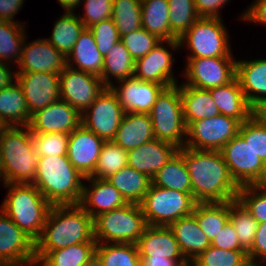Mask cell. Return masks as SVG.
<instances>
[{
	"mask_svg": "<svg viewBox=\"0 0 266 266\" xmlns=\"http://www.w3.org/2000/svg\"><path fill=\"white\" fill-rule=\"evenodd\" d=\"M178 149L169 142L153 139L127 152L128 165L152 179Z\"/></svg>",
	"mask_w": 266,
	"mask_h": 266,
	"instance_id": "23",
	"label": "cell"
},
{
	"mask_svg": "<svg viewBox=\"0 0 266 266\" xmlns=\"http://www.w3.org/2000/svg\"><path fill=\"white\" fill-rule=\"evenodd\" d=\"M178 266H196L193 261H186L185 263L179 264Z\"/></svg>",
	"mask_w": 266,
	"mask_h": 266,
	"instance_id": "63",
	"label": "cell"
},
{
	"mask_svg": "<svg viewBox=\"0 0 266 266\" xmlns=\"http://www.w3.org/2000/svg\"><path fill=\"white\" fill-rule=\"evenodd\" d=\"M84 176L67 155L39 157L32 182L51 205H78L83 192Z\"/></svg>",
	"mask_w": 266,
	"mask_h": 266,
	"instance_id": "3",
	"label": "cell"
},
{
	"mask_svg": "<svg viewBox=\"0 0 266 266\" xmlns=\"http://www.w3.org/2000/svg\"><path fill=\"white\" fill-rule=\"evenodd\" d=\"M107 180L120 192L127 203L140 204L148 192L152 179L129 165L111 175Z\"/></svg>",
	"mask_w": 266,
	"mask_h": 266,
	"instance_id": "32",
	"label": "cell"
},
{
	"mask_svg": "<svg viewBox=\"0 0 266 266\" xmlns=\"http://www.w3.org/2000/svg\"><path fill=\"white\" fill-rule=\"evenodd\" d=\"M83 266H103V263L95 253Z\"/></svg>",
	"mask_w": 266,
	"mask_h": 266,
	"instance_id": "61",
	"label": "cell"
},
{
	"mask_svg": "<svg viewBox=\"0 0 266 266\" xmlns=\"http://www.w3.org/2000/svg\"><path fill=\"white\" fill-rule=\"evenodd\" d=\"M81 124V114L64 100H57L31 115V133H68Z\"/></svg>",
	"mask_w": 266,
	"mask_h": 266,
	"instance_id": "18",
	"label": "cell"
},
{
	"mask_svg": "<svg viewBox=\"0 0 266 266\" xmlns=\"http://www.w3.org/2000/svg\"><path fill=\"white\" fill-rule=\"evenodd\" d=\"M94 239V219L78 205H52L35 241L36 263L49 251Z\"/></svg>",
	"mask_w": 266,
	"mask_h": 266,
	"instance_id": "2",
	"label": "cell"
},
{
	"mask_svg": "<svg viewBox=\"0 0 266 266\" xmlns=\"http://www.w3.org/2000/svg\"><path fill=\"white\" fill-rule=\"evenodd\" d=\"M253 115L266 125V99L253 108Z\"/></svg>",
	"mask_w": 266,
	"mask_h": 266,
	"instance_id": "59",
	"label": "cell"
},
{
	"mask_svg": "<svg viewBox=\"0 0 266 266\" xmlns=\"http://www.w3.org/2000/svg\"><path fill=\"white\" fill-rule=\"evenodd\" d=\"M24 42L21 59L15 73L48 72L60 74L67 66L66 57L45 39Z\"/></svg>",
	"mask_w": 266,
	"mask_h": 266,
	"instance_id": "21",
	"label": "cell"
},
{
	"mask_svg": "<svg viewBox=\"0 0 266 266\" xmlns=\"http://www.w3.org/2000/svg\"><path fill=\"white\" fill-rule=\"evenodd\" d=\"M187 260H173L166 257L163 258H141V266H178Z\"/></svg>",
	"mask_w": 266,
	"mask_h": 266,
	"instance_id": "57",
	"label": "cell"
},
{
	"mask_svg": "<svg viewBox=\"0 0 266 266\" xmlns=\"http://www.w3.org/2000/svg\"><path fill=\"white\" fill-rule=\"evenodd\" d=\"M91 184L83 185L80 206L93 218L128 204L120 192L107 180L87 177Z\"/></svg>",
	"mask_w": 266,
	"mask_h": 266,
	"instance_id": "22",
	"label": "cell"
},
{
	"mask_svg": "<svg viewBox=\"0 0 266 266\" xmlns=\"http://www.w3.org/2000/svg\"><path fill=\"white\" fill-rule=\"evenodd\" d=\"M66 61L67 66L73 69L89 72L97 76L102 75L104 57L98 50L95 38L89 28H84L80 33L71 52L66 57ZM74 63L76 68L73 66L75 65Z\"/></svg>",
	"mask_w": 266,
	"mask_h": 266,
	"instance_id": "29",
	"label": "cell"
},
{
	"mask_svg": "<svg viewBox=\"0 0 266 266\" xmlns=\"http://www.w3.org/2000/svg\"><path fill=\"white\" fill-rule=\"evenodd\" d=\"M84 3L85 14L79 19L85 28L111 18L113 0H85Z\"/></svg>",
	"mask_w": 266,
	"mask_h": 266,
	"instance_id": "51",
	"label": "cell"
},
{
	"mask_svg": "<svg viewBox=\"0 0 266 266\" xmlns=\"http://www.w3.org/2000/svg\"><path fill=\"white\" fill-rule=\"evenodd\" d=\"M192 215L211 242L230 220V201L196 203Z\"/></svg>",
	"mask_w": 266,
	"mask_h": 266,
	"instance_id": "36",
	"label": "cell"
},
{
	"mask_svg": "<svg viewBox=\"0 0 266 266\" xmlns=\"http://www.w3.org/2000/svg\"><path fill=\"white\" fill-rule=\"evenodd\" d=\"M60 99L82 114L104 90L105 86L95 74L66 66L60 73Z\"/></svg>",
	"mask_w": 266,
	"mask_h": 266,
	"instance_id": "14",
	"label": "cell"
},
{
	"mask_svg": "<svg viewBox=\"0 0 266 266\" xmlns=\"http://www.w3.org/2000/svg\"><path fill=\"white\" fill-rule=\"evenodd\" d=\"M24 28L20 22L0 20V62L13 58L16 65L19 63L27 39Z\"/></svg>",
	"mask_w": 266,
	"mask_h": 266,
	"instance_id": "40",
	"label": "cell"
},
{
	"mask_svg": "<svg viewBox=\"0 0 266 266\" xmlns=\"http://www.w3.org/2000/svg\"><path fill=\"white\" fill-rule=\"evenodd\" d=\"M32 140L39 157L67 155L68 133H32Z\"/></svg>",
	"mask_w": 266,
	"mask_h": 266,
	"instance_id": "46",
	"label": "cell"
},
{
	"mask_svg": "<svg viewBox=\"0 0 266 266\" xmlns=\"http://www.w3.org/2000/svg\"><path fill=\"white\" fill-rule=\"evenodd\" d=\"M121 41L130 52L132 59L137 61L148 54L162 40L141 27L138 30L123 35Z\"/></svg>",
	"mask_w": 266,
	"mask_h": 266,
	"instance_id": "48",
	"label": "cell"
},
{
	"mask_svg": "<svg viewBox=\"0 0 266 266\" xmlns=\"http://www.w3.org/2000/svg\"><path fill=\"white\" fill-rule=\"evenodd\" d=\"M148 224L140 204L103 213L94 219L96 243H137Z\"/></svg>",
	"mask_w": 266,
	"mask_h": 266,
	"instance_id": "6",
	"label": "cell"
},
{
	"mask_svg": "<svg viewBox=\"0 0 266 266\" xmlns=\"http://www.w3.org/2000/svg\"><path fill=\"white\" fill-rule=\"evenodd\" d=\"M141 25L160 40H178L170 29L167 0H141Z\"/></svg>",
	"mask_w": 266,
	"mask_h": 266,
	"instance_id": "33",
	"label": "cell"
},
{
	"mask_svg": "<svg viewBox=\"0 0 266 266\" xmlns=\"http://www.w3.org/2000/svg\"><path fill=\"white\" fill-rule=\"evenodd\" d=\"M134 67L135 61L123 42L119 40L108 51L107 55L104 56L103 70L100 78L105 87H112L111 77L114 76L118 82L133 77Z\"/></svg>",
	"mask_w": 266,
	"mask_h": 266,
	"instance_id": "34",
	"label": "cell"
},
{
	"mask_svg": "<svg viewBox=\"0 0 266 266\" xmlns=\"http://www.w3.org/2000/svg\"><path fill=\"white\" fill-rule=\"evenodd\" d=\"M95 253L103 266H141L135 243H96Z\"/></svg>",
	"mask_w": 266,
	"mask_h": 266,
	"instance_id": "39",
	"label": "cell"
},
{
	"mask_svg": "<svg viewBox=\"0 0 266 266\" xmlns=\"http://www.w3.org/2000/svg\"><path fill=\"white\" fill-rule=\"evenodd\" d=\"M153 139L155 136L149 114L125 113L113 141L129 151Z\"/></svg>",
	"mask_w": 266,
	"mask_h": 266,
	"instance_id": "28",
	"label": "cell"
},
{
	"mask_svg": "<svg viewBox=\"0 0 266 266\" xmlns=\"http://www.w3.org/2000/svg\"><path fill=\"white\" fill-rule=\"evenodd\" d=\"M171 32L179 39L199 18L194 0H167Z\"/></svg>",
	"mask_w": 266,
	"mask_h": 266,
	"instance_id": "44",
	"label": "cell"
},
{
	"mask_svg": "<svg viewBox=\"0 0 266 266\" xmlns=\"http://www.w3.org/2000/svg\"><path fill=\"white\" fill-rule=\"evenodd\" d=\"M0 62V89L11 85L16 80V73L12 74L9 64Z\"/></svg>",
	"mask_w": 266,
	"mask_h": 266,
	"instance_id": "58",
	"label": "cell"
},
{
	"mask_svg": "<svg viewBox=\"0 0 266 266\" xmlns=\"http://www.w3.org/2000/svg\"><path fill=\"white\" fill-rule=\"evenodd\" d=\"M0 262L36 266L35 241L0 209Z\"/></svg>",
	"mask_w": 266,
	"mask_h": 266,
	"instance_id": "15",
	"label": "cell"
},
{
	"mask_svg": "<svg viewBox=\"0 0 266 266\" xmlns=\"http://www.w3.org/2000/svg\"><path fill=\"white\" fill-rule=\"evenodd\" d=\"M96 242H83L47 252L37 266H83L95 254ZM40 264V265H39Z\"/></svg>",
	"mask_w": 266,
	"mask_h": 266,
	"instance_id": "38",
	"label": "cell"
},
{
	"mask_svg": "<svg viewBox=\"0 0 266 266\" xmlns=\"http://www.w3.org/2000/svg\"><path fill=\"white\" fill-rule=\"evenodd\" d=\"M237 199L256 221L266 222V193L257 185L240 187Z\"/></svg>",
	"mask_w": 266,
	"mask_h": 266,
	"instance_id": "49",
	"label": "cell"
},
{
	"mask_svg": "<svg viewBox=\"0 0 266 266\" xmlns=\"http://www.w3.org/2000/svg\"><path fill=\"white\" fill-rule=\"evenodd\" d=\"M228 40L221 18L199 17L178 42L190 49L188 58H208L232 56Z\"/></svg>",
	"mask_w": 266,
	"mask_h": 266,
	"instance_id": "9",
	"label": "cell"
},
{
	"mask_svg": "<svg viewBox=\"0 0 266 266\" xmlns=\"http://www.w3.org/2000/svg\"><path fill=\"white\" fill-rule=\"evenodd\" d=\"M236 78L252 108L266 99V59L236 61Z\"/></svg>",
	"mask_w": 266,
	"mask_h": 266,
	"instance_id": "25",
	"label": "cell"
},
{
	"mask_svg": "<svg viewBox=\"0 0 266 266\" xmlns=\"http://www.w3.org/2000/svg\"><path fill=\"white\" fill-rule=\"evenodd\" d=\"M30 119L31 115L20 84L15 81L0 89V124L28 126Z\"/></svg>",
	"mask_w": 266,
	"mask_h": 266,
	"instance_id": "31",
	"label": "cell"
},
{
	"mask_svg": "<svg viewBox=\"0 0 266 266\" xmlns=\"http://www.w3.org/2000/svg\"><path fill=\"white\" fill-rule=\"evenodd\" d=\"M229 0H194L199 17L220 18L219 10Z\"/></svg>",
	"mask_w": 266,
	"mask_h": 266,
	"instance_id": "54",
	"label": "cell"
},
{
	"mask_svg": "<svg viewBox=\"0 0 266 266\" xmlns=\"http://www.w3.org/2000/svg\"><path fill=\"white\" fill-rule=\"evenodd\" d=\"M208 90L221 115L235 118L240 123L253 115V108L247 102L236 77L225 85Z\"/></svg>",
	"mask_w": 266,
	"mask_h": 266,
	"instance_id": "26",
	"label": "cell"
},
{
	"mask_svg": "<svg viewBox=\"0 0 266 266\" xmlns=\"http://www.w3.org/2000/svg\"><path fill=\"white\" fill-rule=\"evenodd\" d=\"M238 134L249 143L251 148L266 164V125L254 115L240 124Z\"/></svg>",
	"mask_w": 266,
	"mask_h": 266,
	"instance_id": "47",
	"label": "cell"
},
{
	"mask_svg": "<svg viewBox=\"0 0 266 266\" xmlns=\"http://www.w3.org/2000/svg\"><path fill=\"white\" fill-rule=\"evenodd\" d=\"M124 114L115 92L111 87H105L81 114V124L104 141H113Z\"/></svg>",
	"mask_w": 266,
	"mask_h": 266,
	"instance_id": "11",
	"label": "cell"
},
{
	"mask_svg": "<svg viewBox=\"0 0 266 266\" xmlns=\"http://www.w3.org/2000/svg\"><path fill=\"white\" fill-rule=\"evenodd\" d=\"M257 186L266 193V171L264 172V175Z\"/></svg>",
	"mask_w": 266,
	"mask_h": 266,
	"instance_id": "62",
	"label": "cell"
},
{
	"mask_svg": "<svg viewBox=\"0 0 266 266\" xmlns=\"http://www.w3.org/2000/svg\"><path fill=\"white\" fill-rule=\"evenodd\" d=\"M136 244L140 258L186 260L169 226L148 225Z\"/></svg>",
	"mask_w": 266,
	"mask_h": 266,
	"instance_id": "24",
	"label": "cell"
},
{
	"mask_svg": "<svg viewBox=\"0 0 266 266\" xmlns=\"http://www.w3.org/2000/svg\"><path fill=\"white\" fill-rule=\"evenodd\" d=\"M119 86H112L125 113L149 114L157 96L166 88L164 85L146 82L136 77L119 81Z\"/></svg>",
	"mask_w": 266,
	"mask_h": 266,
	"instance_id": "20",
	"label": "cell"
},
{
	"mask_svg": "<svg viewBox=\"0 0 266 266\" xmlns=\"http://www.w3.org/2000/svg\"><path fill=\"white\" fill-rule=\"evenodd\" d=\"M59 1V4L61 5V7H63L66 12H73V9L81 4L80 1H83V0H58Z\"/></svg>",
	"mask_w": 266,
	"mask_h": 266,
	"instance_id": "60",
	"label": "cell"
},
{
	"mask_svg": "<svg viewBox=\"0 0 266 266\" xmlns=\"http://www.w3.org/2000/svg\"><path fill=\"white\" fill-rule=\"evenodd\" d=\"M89 29L91 30L98 50L103 57L107 55L108 51H110L119 40H121L118 29L112 18L101 21L89 27Z\"/></svg>",
	"mask_w": 266,
	"mask_h": 266,
	"instance_id": "50",
	"label": "cell"
},
{
	"mask_svg": "<svg viewBox=\"0 0 266 266\" xmlns=\"http://www.w3.org/2000/svg\"><path fill=\"white\" fill-rule=\"evenodd\" d=\"M60 74L48 72L16 73L29 113L45 108L60 99Z\"/></svg>",
	"mask_w": 266,
	"mask_h": 266,
	"instance_id": "17",
	"label": "cell"
},
{
	"mask_svg": "<svg viewBox=\"0 0 266 266\" xmlns=\"http://www.w3.org/2000/svg\"><path fill=\"white\" fill-rule=\"evenodd\" d=\"M240 122L218 115L192 122L187 127L185 147L196 150L220 151L239 132Z\"/></svg>",
	"mask_w": 266,
	"mask_h": 266,
	"instance_id": "12",
	"label": "cell"
},
{
	"mask_svg": "<svg viewBox=\"0 0 266 266\" xmlns=\"http://www.w3.org/2000/svg\"><path fill=\"white\" fill-rule=\"evenodd\" d=\"M239 238L241 247L248 252L253 245L260 226L245 206L238 200L230 201V220Z\"/></svg>",
	"mask_w": 266,
	"mask_h": 266,
	"instance_id": "41",
	"label": "cell"
},
{
	"mask_svg": "<svg viewBox=\"0 0 266 266\" xmlns=\"http://www.w3.org/2000/svg\"><path fill=\"white\" fill-rule=\"evenodd\" d=\"M180 95L186 127L192 122L220 115L209 90L182 84Z\"/></svg>",
	"mask_w": 266,
	"mask_h": 266,
	"instance_id": "30",
	"label": "cell"
},
{
	"mask_svg": "<svg viewBox=\"0 0 266 266\" xmlns=\"http://www.w3.org/2000/svg\"><path fill=\"white\" fill-rule=\"evenodd\" d=\"M84 28V24L74 12H65L54 23L51 38L46 40L67 57Z\"/></svg>",
	"mask_w": 266,
	"mask_h": 266,
	"instance_id": "37",
	"label": "cell"
},
{
	"mask_svg": "<svg viewBox=\"0 0 266 266\" xmlns=\"http://www.w3.org/2000/svg\"><path fill=\"white\" fill-rule=\"evenodd\" d=\"M24 0H0V20L12 21Z\"/></svg>",
	"mask_w": 266,
	"mask_h": 266,
	"instance_id": "56",
	"label": "cell"
},
{
	"mask_svg": "<svg viewBox=\"0 0 266 266\" xmlns=\"http://www.w3.org/2000/svg\"><path fill=\"white\" fill-rule=\"evenodd\" d=\"M183 73L184 85L199 89H211L225 85L236 77V60L233 56L188 58Z\"/></svg>",
	"mask_w": 266,
	"mask_h": 266,
	"instance_id": "13",
	"label": "cell"
},
{
	"mask_svg": "<svg viewBox=\"0 0 266 266\" xmlns=\"http://www.w3.org/2000/svg\"><path fill=\"white\" fill-rule=\"evenodd\" d=\"M169 228L187 261H193L211 245L192 214L171 223Z\"/></svg>",
	"mask_w": 266,
	"mask_h": 266,
	"instance_id": "27",
	"label": "cell"
},
{
	"mask_svg": "<svg viewBox=\"0 0 266 266\" xmlns=\"http://www.w3.org/2000/svg\"><path fill=\"white\" fill-rule=\"evenodd\" d=\"M39 160L28 126L0 129V171L4 184L32 183Z\"/></svg>",
	"mask_w": 266,
	"mask_h": 266,
	"instance_id": "4",
	"label": "cell"
},
{
	"mask_svg": "<svg viewBox=\"0 0 266 266\" xmlns=\"http://www.w3.org/2000/svg\"><path fill=\"white\" fill-rule=\"evenodd\" d=\"M128 151L114 141H105L92 178L107 179L128 165Z\"/></svg>",
	"mask_w": 266,
	"mask_h": 266,
	"instance_id": "43",
	"label": "cell"
},
{
	"mask_svg": "<svg viewBox=\"0 0 266 266\" xmlns=\"http://www.w3.org/2000/svg\"><path fill=\"white\" fill-rule=\"evenodd\" d=\"M0 266H12V265L5 264V263H1V262H0Z\"/></svg>",
	"mask_w": 266,
	"mask_h": 266,
	"instance_id": "64",
	"label": "cell"
},
{
	"mask_svg": "<svg viewBox=\"0 0 266 266\" xmlns=\"http://www.w3.org/2000/svg\"><path fill=\"white\" fill-rule=\"evenodd\" d=\"M247 256L251 265L266 263V222L260 223L252 248L247 252ZM258 258H261L259 259L260 262Z\"/></svg>",
	"mask_w": 266,
	"mask_h": 266,
	"instance_id": "53",
	"label": "cell"
},
{
	"mask_svg": "<svg viewBox=\"0 0 266 266\" xmlns=\"http://www.w3.org/2000/svg\"><path fill=\"white\" fill-rule=\"evenodd\" d=\"M104 142L82 124L69 134L67 157L84 178L93 175Z\"/></svg>",
	"mask_w": 266,
	"mask_h": 266,
	"instance_id": "19",
	"label": "cell"
},
{
	"mask_svg": "<svg viewBox=\"0 0 266 266\" xmlns=\"http://www.w3.org/2000/svg\"><path fill=\"white\" fill-rule=\"evenodd\" d=\"M113 22L120 38L132 31L138 30L141 25V0H113Z\"/></svg>",
	"mask_w": 266,
	"mask_h": 266,
	"instance_id": "42",
	"label": "cell"
},
{
	"mask_svg": "<svg viewBox=\"0 0 266 266\" xmlns=\"http://www.w3.org/2000/svg\"><path fill=\"white\" fill-rule=\"evenodd\" d=\"M196 203L192 193L157 187L151 183L140 206L148 225L169 226L191 215Z\"/></svg>",
	"mask_w": 266,
	"mask_h": 266,
	"instance_id": "8",
	"label": "cell"
},
{
	"mask_svg": "<svg viewBox=\"0 0 266 266\" xmlns=\"http://www.w3.org/2000/svg\"><path fill=\"white\" fill-rule=\"evenodd\" d=\"M1 210L30 238L36 241L42 233L51 204L32 183H8Z\"/></svg>",
	"mask_w": 266,
	"mask_h": 266,
	"instance_id": "5",
	"label": "cell"
},
{
	"mask_svg": "<svg viewBox=\"0 0 266 266\" xmlns=\"http://www.w3.org/2000/svg\"><path fill=\"white\" fill-rule=\"evenodd\" d=\"M220 152L239 187L257 185L261 181L266 164L239 134L226 143Z\"/></svg>",
	"mask_w": 266,
	"mask_h": 266,
	"instance_id": "10",
	"label": "cell"
},
{
	"mask_svg": "<svg viewBox=\"0 0 266 266\" xmlns=\"http://www.w3.org/2000/svg\"><path fill=\"white\" fill-rule=\"evenodd\" d=\"M168 44L171 49H180L178 40L160 41L148 54L135 61L134 77L146 82H153L171 87L177 85L172 72V53L164 47ZM162 44V45H161Z\"/></svg>",
	"mask_w": 266,
	"mask_h": 266,
	"instance_id": "16",
	"label": "cell"
},
{
	"mask_svg": "<svg viewBox=\"0 0 266 266\" xmlns=\"http://www.w3.org/2000/svg\"><path fill=\"white\" fill-rule=\"evenodd\" d=\"M240 19L266 24V0H256Z\"/></svg>",
	"mask_w": 266,
	"mask_h": 266,
	"instance_id": "55",
	"label": "cell"
},
{
	"mask_svg": "<svg viewBox=\"0 0 266 266\" xmlns=\"http://www.w3.org/2000/svg\"><path fill=\"white\" fill-rule=\"evenodd\" d=\"M152 184L180 192L191 193V179L183 159V147L152 178Z\"/></svg>",
	"mask_w": 266,
	"mask_h": 266,
	"instance_id": "35",
	"label": "cell"
},
{
	"mask_svg": "<svg viewBox=\"0 0 266 266\" xmlns=\"http://www.w3.org/2000/svg\"><path fill=\"white\" fill-rule=\"evenodd\" d=\"M211 246L226 250H244L240 243L238 235L230 221L218 232V235L211 241Z\"/></svg>",
	"mask_w": 266,
	"mask_h": 266,
	"instance_id": "52",
	"label": "cell"
},
{
	"mask_svg": "<svg viewBox=\"0 0 266 266\" xmlns=\"http://www.w3.org/2000/svg\"><path fill=\"white\" fill-rule=\"evenodd\" d=\"M183 159L191 179V193L197 203L237 199L240 187L231 177L220 151L184 146Z\"/></svg>",
	"mask_w": 266,
	"mask_h": 266,
	"instance_id": "1",
	"label": "cell"
},
{
	"mask_svg": "<svg viewBox=\"0 0 266 266\" xmlns=\"http://www.w3.org/2000/svg\"><path fill=\"white\" fill-rule=\"evenodd\" d=\"M193 262L196 266H250L245 250H226L209 246Z\"/></svg>",
	"mask_w": 266,
	"mask_h": 266,
	"instance_id": "45",
	"label": "cell"
},
{
	"mask_svg": "<svg viewBox=\"0 0 266 266\" xmlns=\"http://www.w3.org/2000/svg\"><path fill=\"white\" fill-rule=\"evenodd\" d=\"M155 139L184 147L187 127L183 118L180 86L164 88L149 113Z\"/></svg>",
	"mask_w": 266,
	"mask_h": 266,
	"instance_id": "7",
	"label": "cell"
}]
</instances>
